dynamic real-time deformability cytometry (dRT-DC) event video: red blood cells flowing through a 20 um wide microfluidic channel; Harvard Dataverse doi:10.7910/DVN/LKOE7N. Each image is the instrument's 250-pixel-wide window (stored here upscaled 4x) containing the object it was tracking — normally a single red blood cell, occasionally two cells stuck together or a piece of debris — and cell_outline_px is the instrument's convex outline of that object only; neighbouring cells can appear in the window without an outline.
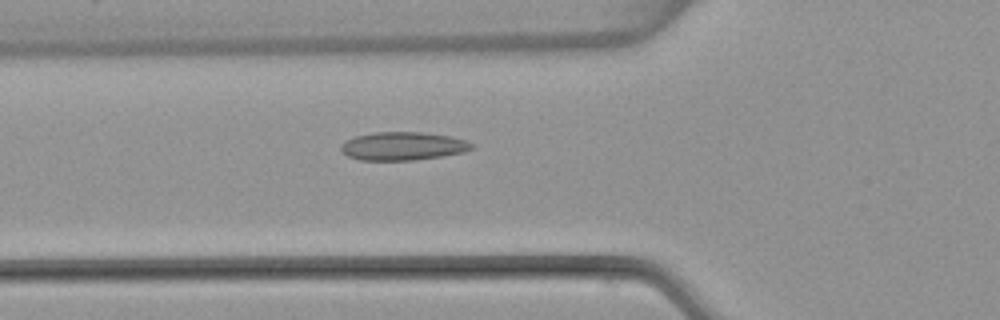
{"species": "common noctule bat (a hibernating species)", "species_latin": "Nyctalus noctula", "temperature_condition": "warm", "stored_images_in_passage": 53, "camera_frame_rate_fps": 3000, "um_per_image_px": 0.085, "animal": {"sex": "female", "body_mass_g": 22.7, "forearm_length_mm": 54.2}, "frame": {"image": 1, "passage_image": 19, "time_ms": 6.0, "image_size_px": [1000, 320], "cell_outline_px": [[476, 144], [472, 148], [464, 152], [440, 156], [412, 160], [360, 160], [348, 156], [340, 152], [340, 144], [344, 140], [356, 136], [376, 132], [420, 132], [448, 136], [468, 140]], "centroid_in_image_um": [34.22, 12.41], "position_along_channel_um": 91.6, "area_um2": 21.62}}
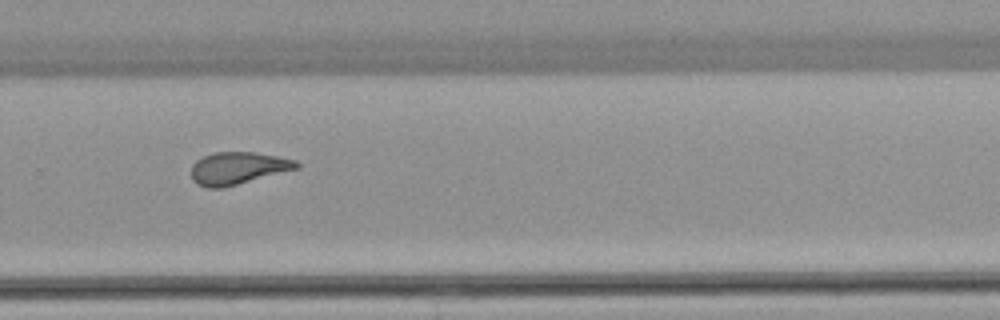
{"frame": {"image": 2, "passage_image": 36, "time_ms": 11.667, "image_size_px": [1000, 320], "cell_outline_px": [[300, 168], [224, 188], [208, 188], [196, 184], [192, 180], [192, 164], [196, 160], [204, 156], [216, 152], [256, 152], [280, 156], [296, 160], [300, 164]], "centroid_in_image_um": [20.25, 14.3], "position_along_channel_um": 309.6, "area_um2": 20.11}}
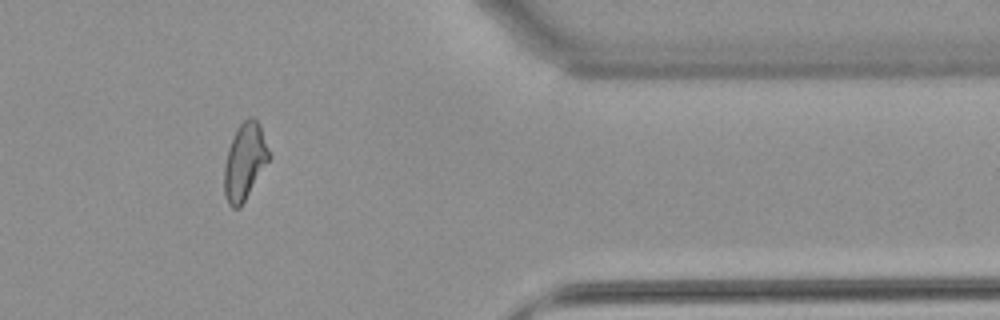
{"frame": {"image": 3, "passage_image": 44, "time_ms": 14.333, "image_size_px": [1000, 320], "cell_outline_px": [[272, 156], [240, 208], [232, 208], [228, 204], [224, 192], [224, 164], [228, 148], [236, 128], [248, 116], [252, 116], [260, 124]], "centroid_in_image_um": [20.81, 13.71], "position_along_channel_um": 390.6, "area_um2": 20.29}, "authors_computed_cell_mechanics": {"area_um2": 20.5768, "velocity_mm_per_s": 3.8565, "shape_relaxation_time_tau1_ms": null, "shape_relaxation_time_tau2_ms": 1.8391, "deformation_change_tau1": null, "deformation_change_tau2": 0.0738}}